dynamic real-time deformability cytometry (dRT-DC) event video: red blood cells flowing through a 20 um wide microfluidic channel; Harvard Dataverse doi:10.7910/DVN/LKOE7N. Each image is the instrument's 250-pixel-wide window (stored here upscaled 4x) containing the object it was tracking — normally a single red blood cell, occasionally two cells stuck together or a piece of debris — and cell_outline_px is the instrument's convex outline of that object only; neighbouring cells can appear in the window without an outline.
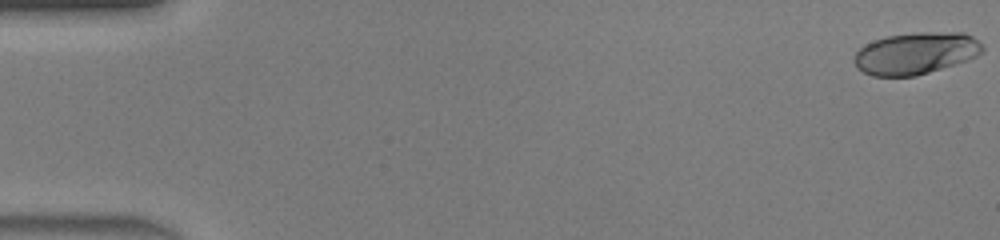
{"species": "human", "species_latin": "Homo sapiens", "temperature_condition": "warm", "stored_images_in_passage": 47, "camera_frame_rate_fps": 3000, "um_per_image_px": 0.085, "donor": {"sex": "male"}, "frame": {"image": 1, "passage_image": 1, "time_ms": 0.0, "image_size_px": [1000, 240], "cell_outline_px": [[984, 52], [968, 60], [916, 76], [872, 76], [856, 68], [852, 60], [856, 52], [864, 44], [884, 36], [916, 32], [964, 32], [972, 36], [984, 48]], "centroid_in_image_um": [77.81, 4.52], "position_along_channel_um": 7.2, "area_um2": 31.62}}
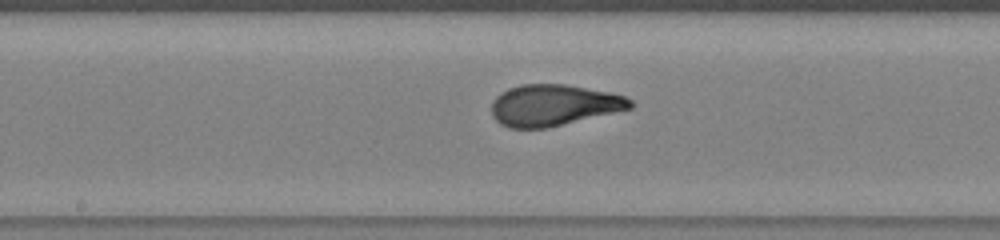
{"frame": {"image": 2, "passage_image": 25, "time_ms": 8.0, "image_size_px": [1000, 240], "cell_outline_px": [[632, 108], [548, 128], [508, 128], [500, 124], [492, 116], [492, 100], [500, 92], [508, 88], [520, 84], [564, 84], [608, 92], [624, 96], [632, 100]], "centroid_in_image_um": [47.01, 8.94], "position_along_channel_um": 201.2, "area_um2": 33.41}}
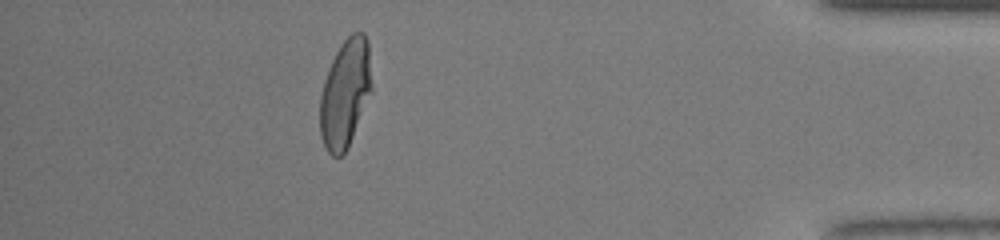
{"frame": {"image": 3, "passage_image": 42, "time_ms": 13.667, "image_size_px": [1000, 240], "cell_outline_px": [[372, 92], [348, 148], [340, 156], [332, 156], [328, 152], [320, 136], [320, 96], [324, 80], [328, 68], [340, 44], [352, 32], [364, 32], [368, 40], [372, 88]], "centroid_in_image_um": [29.35, 7.93], "position_along_channel_um": 405.9, "area_um2": 32.89}, "authors_computed_cell_mechanics": {"area_um2": 32.946, "velocity_mm_per_s": 4.4801, "shape_relaxation_time_tau1_ms": 4.6404, "shape_relaxation_time_tau2_ms": null, "deformation_change_tau1": 0.2326, "deformation_change_tau2": null}}